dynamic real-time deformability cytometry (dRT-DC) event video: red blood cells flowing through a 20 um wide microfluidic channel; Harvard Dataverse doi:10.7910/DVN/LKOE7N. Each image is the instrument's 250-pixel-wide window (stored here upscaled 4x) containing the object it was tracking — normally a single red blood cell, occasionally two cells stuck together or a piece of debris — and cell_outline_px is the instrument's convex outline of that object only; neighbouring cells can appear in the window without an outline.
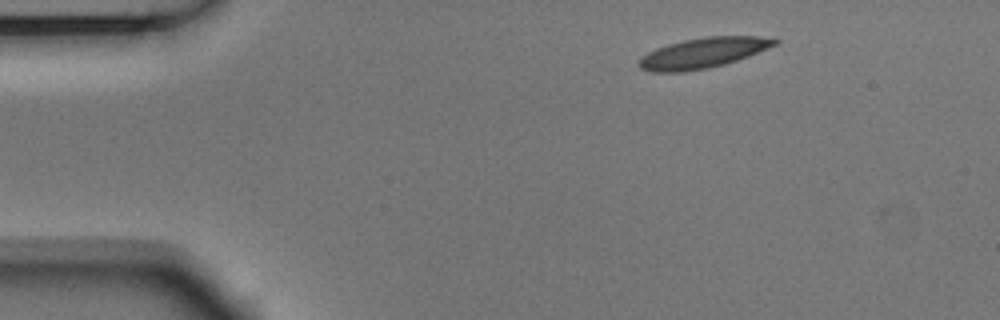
{"species": "Egyptian fruit bat (a non-hibernating species)", "species_latin": "Rousettus aegyptiacus", "temperature_condition": "room temperature", "stored_images_in_passage": 3, "camera_frame_rate_fps": 3000, "um_per_image_px": 0.085, "animal": {"sex": "male"}, "frame": {"image": 1, "passage_image": 1, "time_ms": 0.0, "image_size_px": [1000, 320], "cell_outline_px": [[780, 40], [776, 44], [748, 56], [724, 64], [708, 68], [680, 72], [648, 72], [640, 68], [636, 64], [640, 56], [656, 48], [668, 44], [684, 40], [708, 36], [760, 36]], "centroid_in_image_um": [59.68, 4.5], "position_along_channel_um": 25.3, "area_um2": 23.93}}